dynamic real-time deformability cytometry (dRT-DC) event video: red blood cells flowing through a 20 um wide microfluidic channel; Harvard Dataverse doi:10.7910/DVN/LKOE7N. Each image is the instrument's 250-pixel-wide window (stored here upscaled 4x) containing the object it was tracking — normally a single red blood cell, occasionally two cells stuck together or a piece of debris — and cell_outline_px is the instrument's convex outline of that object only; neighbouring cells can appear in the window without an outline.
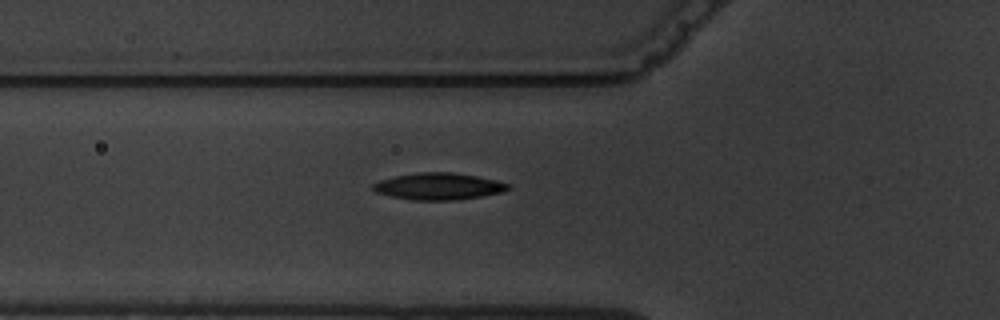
{"species": "common noctule bat (a hibernating species)", "species_latin": "Nyctalus noctula", "temperature_condition": "warm", "stored_images_in_passage": 5, "camera_frame_rate_fps": 3000, "um_per_image_px": 0.085, "animal": {"sex": "male", "body_mass_g": 19.5, "forearm_length_mm": 54.6}, "frame": {"image": 1, "passage_image": 5, "time_ms": 5.667, "image_size_px": [1000, 320], "cell_outline_px": [[512, 188], [504, 192], [456, 200], [416, 200], [392, 196], [376, 192], [372, 188], [372, 184], [380, 180], [396, 176], [416, 172], [452, 172], [476, 176], [496, 180], [512, 184]], "centroid_in_image_um": [37.33, 15.83], "position_along_channel_um": 88.5, "area_um2": 21.1}}